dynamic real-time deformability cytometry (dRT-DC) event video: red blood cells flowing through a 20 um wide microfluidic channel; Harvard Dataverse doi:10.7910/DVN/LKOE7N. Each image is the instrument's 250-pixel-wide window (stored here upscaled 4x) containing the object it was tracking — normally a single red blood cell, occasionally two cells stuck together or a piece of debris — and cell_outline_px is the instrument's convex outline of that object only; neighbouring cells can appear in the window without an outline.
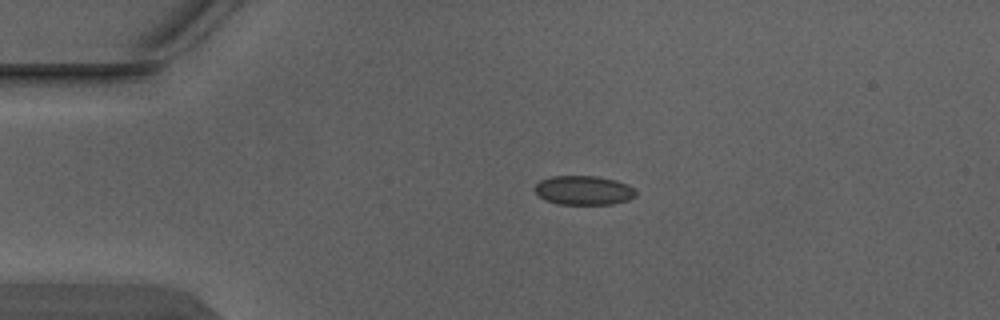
{"species": "Egyptian fruit bat (a non-hibernating species)", "species_latin": "Rousettus aegyptiacus", "temperature_condition": "warm", "stored_images_in_passage": 3, "camera_frame_rate_fps": 3000, "um_per_image_px": 0.085, "animal": {"sex": "male"}, "frame": {"image": 1, "passage_image": 2, "time_ms": 0.333, "image_size_px": [1000, 320], "cell_outline_px": [[636, 196], [628, 200], [612, 204], [560, 204], [544, 200], [532, 188], [540, 180], [552, 176], [596, 176], [616, 180], [628, 184], [636, 192]], "centroid_in_image_um": [49.6, 16.17], "position_along_channel_um": 35.4, "area_um2": 17.22}}